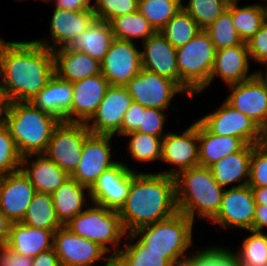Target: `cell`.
I'll return each mask as SVG.
<instances>
[{"label":"cell","instance_id":"1","mask_svg":"<svg viewBox=\"0 0 267 266\" xmlns=\"http://www.w3.org/2000/svg\"><path fill=\"white\" fill-rule=\"evenodd\" d=\"M54 74L52 50L35 40L12 41L1 58L0 91L9 102H30Z\"/></svg>","mask_w":267,"mask_h":266},{"label":"cell","instance_id":"2","mask_svg":"<svg viewBox=\"0 0 267 266\" xmlns=\"http://www.w3.org/2000/svg\"><path fill=\"white\" fill-rule=\"evenodd\" d=\"M178 212L175 177L160 173L132 172V184L118 211L127 234L165 220Z\"/></svg>","mask_w":267,"mask_h":266},{"label":"cell","instance_id":"3","mask_svg":"<svg viewBox=\"0 0 267 266\" xmlns=\"http://www.w3.org/2000/svg\"><path fill=\"white\" fill-rule=\"evenodd\" d=\"M178 211L195 222L210 219L220 210L224 187L214 179L209 167L195 166L175 176Z\"/></svg>","mask_w":267,"mask_h":266},{"label":"cell","instance_id":"4","mask_svg":"<svg viewBox=\"0 0 267 266\" xmlns=\"http://www.w3.org/2000/svg\"><path fill=\"white\" fill-rule=\"evenodd\" d=\"M60 121L30 102L10 101L5 115V125L22 157L44 154Z\"/></svg>","mask_w":267,"mask_h":266},{"label":"cell","instance_id":"5","mask_svg":"<svg viewBox=\"0 0 267 266\" xmlns=\"http://www.w3.org/2000/svg\"><path fill=\"white\" fill-rule=\"evenodd\" d=\"M193 224L190 218L178 211L165 220L140 227L132 234L148 251L162 253L174 266H182L188 256L186 251L193 246Z\"/></svg>","mask_w":267,"mask_h":266},{"label":"cell","instance_id":"6","mask_svg":"<svg viewBox=\"0 0 267 266\" xmlns=\"http://www.w3.org/2000/svg\"><path fill=\"white\" fill-rule=\"evenodd\" d=\"M216 51L209 34L204 29L186 45L176 49L180 87L187 93L189 99L197 93H203L209 86Z\"/></svg>","mask_w":267,"mask_h":266},{"label":"cell","instance_id":"7","mask_svg":"<svg viewBox=\"0 0 267 266\" xmlns=\"http://www.w3.org/2000/svg\"><path fill=\"white\" fill-rule=\"evenodd\" d=\"M76 215L65 227L72 233L98 243L113 258L119 253V244L127 235L118 211L92 203ZM113 251H110L112 248ZM113 252V253H111Z\"/></svg>","mask_w":267,"mask_h":266},{"label":"cell","instance_id":"8","mask_svg":"<svg viewBox=\"0 0 267 266\" xmlns=\"http://www.w3.org/2000/svg\"><path fill=\"white\" fill-rule=\"evenodd\" d=\"M90 133L86 123L60 121L44 154L71 175L78 166L83 143Z\"/></svg>","mask_w":267,"mask_h":266},{"label":"cell","instance_id":"9","mask_svg":"<svg viewBox=\"0 0 267 266\" xmlns=\"http://www.w3.org/2000/svg\"><path fill=\"white\" fill-rule=\"evenodd\" d=\"M125 87L133 102L145 108L167 110L176 94L187 95L176 82L143 68Z\"/></svg>","mask_w":267,"mask_h":266},{"label":"cell","instance_id":"10","mask_svg":"<svg viewBox=\"0 0 267 266\" xmlns=\"http://www.w3.org/2000/svg\"><path fill=\"white\" fill-rule=\"evenodd\" d=\"M53 247L61 266H95L100 259H105V263L114 259L98 243L72 233L65 226L54 232Z\"/></svg>","mask_w":267,"mask_h":266},{"label":"cell","instance_id":"11","mask_svg":"<svg viewBox=\"0 0 267 266\" xmlns=\"http://www.w3.org/2000/svg\"><path fill=\"white\" fill-rule=\"evenodd\" d=\"M211 133L241 138L246 144L262 143L263 130L247 115L226 101L213 113L198 119Z\"/></svg>","mask_w":267,"mask_h":266},{"label":"cell","instance_id":"12","mask_svg":"<svg viewBox=\"0 0 267 266\" xmlns=\"http://www.w3.org/2000/svg\"><path fill=\"white\" fill-rule=\"evenodd\" d=\"M112 135L90 133L84 143L82 155L75 171L70 175L89 189L99 176L118 163L111 156Z\"/></svg>","mask_w":267,"mask_h":266},{"label":"cell","instance_id":"13","mask_svg":"<svg viewBox=\"0 0 267 266\" xmlns=\"http://www.w3.org/2000/svg\"><path fill=\"white\" fill-rule=\"evenodd\" d=\"M142 68L136 44L114 38L101 62V74L111 86H125Z\"/></svg>","mask_w":267,"mask_h":266},{"label":"cell","instance_id":"14","mask_svg":"<svg viewBox=\"0 0 267 266\" xmlns=\"http://www.w3.org/2000/svg\"><path fill=\"white\" fill-rule=\"evenodd\" d=\"M256 202L249 185L224 190L220 210L210 223L225 229L239 228L252 230L256 212Z\"/></svg>","mask_w":267,"mask_h":266},{"label":"cell","instance_id":"15","mask_svg":"<svg viewBox=\"0 0 267 266\" xmlns=\"http://www.w3.org/2000/svg\"><path fill=\"white\" fill-rule=\"evenodd\" d=\"M161 160L176 168L158 173L172 177L199 165L198 121L191 124L182 134L168 132L163 137Z\"/></svg>","mask_w":267,"mask_h":266},{"label":"cell","instance_id":"16","mask_svg":"<svg viewBox=\"0 0 267 266\" xmlns=\"http://www.w3.org/2000/svg\"><path fill=\"white\" fill-rule=\"evenodd\" d=\"M132 103L125 86L110 85L96 113L86 123L88 130L92 134L120 136L124 115Z\"/></svg>","mask_w":267,"mask_h":266},{"label":"cell","instance_id":"17","mask_svg":"<svg viewBox=\"0 0 267 266\" xmlns=\"http://www.w3.org/2000/svg\"><path fill=\"white\" fill-rule=\"evenodd\" d=\"M119 161L103 172L89 189L91 203L119 211L124 205L132 184L133 169Z\"/></svg>","mask_w":267,"mask_h":266},{"label":"cell","instance_id":"18","mask_svg":"<svg viewBox=\"0 0 267 266\" xmlns=\"http://www.w3.org/2000/svg\"><path fill=\"white\" fill-rule=\"evenodd\" d=\"M226 102L252 119L262 130L267 127V88L254 75L248 80L228 85Z\"/></svg>","mask_w":267,"mask_h":266},{"label":"cell","instance_id":"19","mask_svg":"<svg viewBox=\"0 0 267 266\" xmlns=\"http://www.w3.org/2000/svg\"><path fill=\"white\" fill-rule=\"evenodd\" d=\"M36 190L29 178L19 171L0 178V211L11 221L20 222Z\"/></svg>","mask_w":267,"mask_h":266},{"label":"cell","instance_id":"20","mask_svg":"<svg viewBox=\"0 0 267 266\" xmlns=\"http://www.w3.org/2000/svg\"><path fill=\"white\" fill-rule=\"evenodd\" d=\"M51 17V44L49 40L42 38L35 41L52 51L66 47L76 36L87 30L96 19L93 10L70 11L57 7L54 8Z\"/></svg>","mask_w":267,"mask_h":266},{"label":"cell","instance_id":"21","mask_svg":"<svg viewBox=\"0 0 267 266\" xmlns=\"http://www.w3.org/2000/svg\"><path fill=\"white\" fill-rule=\"evenodd\" d=\"M71 86L73 100L66 115V122L87 123L96 113L110 86L108 80L102 74H98L73 82Z\"/></svg>","mask_w":267,"mask_h":266},{"label":"cell","instance_id":"22","mask_svg":"<svg viewBox=\"0 0 267 266\" xmlns=\"http://www.w3.org/2000/svg\"><path fill=\"white\" fill-rule=\"evenodd\" d=\"M142 68L176 82L180 86L176 48L156 32L142 43Z\"/></svg>","mask_w":267,"mask_h":266},{"label":"cell","instance_id":"23","mask_svg":"<svg viewBox=\"0 0 267 266\" xmlns=\"http://www.w3.org/2000/svg\"><path fill=\"white\" fill-rule=\"evenodd\" d=\"M249 58L246 42L217 50L209 85L215 77H220L227 86L253 77L255 72L248 74L250 70Z\"/></svg>","mask_w":267,"mask_h":266},{"label":"cell","instance_id":"24","mask_svg":"<svg viewBox=\"0 0 267 266\" xmlns=\"http://www.w3.org/2000/svg\"><path fill=\"white\" fill-rule=\"evenodd\" d=\"M32 157H36L35 160ZM21 170L29 178L36 192L50 195L70 178L66 171L59 168L45 154L22 157Z\"/></svg>","mask_w":267,"mask_h":266},{"label":"cell","instance_id":"25","mask_svg":"<svg viewBox=\"0 0 267 266\" xmlns=\"http://www.w3.org/2000/svg\"><path fill=\"white\" fill-rule=\"evenodd\" d=\"M53 55L55 75L70 83L101 74V62L83 52L62 47L53 50Z\"/></svg>","mask_w":267,"mask_h":266},{"label":"cell","instance_id":"26","mask_svg":"<svg viewBox=\"0 0 267 266\" xmlns=\"http://www.w3.org/2000/svg\"><path fill=\"white\" fill-rule=\"evenodd\" d=\"M54 231L33 228L21 222H11L5 246L16 253L34 258L39 253L53 248Z\"/></svg>","mask_w":267,"mask_h":266},{"label":"cell","instance_id":"27","mask_svg":"<svg viewBox=\"0 0 267 266\" xmlns=\"http://www.w3.org/2000/svg\"><path fill=\"white\" fill-rule=\"evenodd\" d=\"M73 90L69 81L53 75L47 85L30 101L35 107L66 121L71 109Z\"/></svg>","mask_w":267,"mask_h":266},{"label":"cell","instance_id":"28","mask_svg":"<svg viewBox=\"0 0 267 266\" xmlns=\"http://www.w3.org/2000/svg\"><path fill=\"white\" fill-rule=\"evenodd\" d=\"M199 166L209 167L230 154L241 151L247 144L239 137L211 133L198 120Z\"/></svg>","mask_w":267,"mask_h":266},{"label":"cell","instance_id":"29","mask_svg":"<svg viewBox=\"0 0 267 266\" xmlns=\"http://www.w3.org/2000/svg\"><path fill=\"white\" fill-rule=\"evenodd\" d=\"M86 193L90 199L89 188L70 177L51 194L56 216L62 226H66L76 215L84 211V208L90 206Z\"/></svg>","mask_w":267,"mask_h":266},{"label":"cell","instance_id":"30","mask_svg":"<svg viewBox=\"0 0 267 266\" xmlns=\"http://www.w3.org/2000/svg\"><path fill=\"white\" fill-rule=\"evenodd\" d=\"M252 150L253 145L247 144L241 151L230 154L209 166L215 181L224 188L233 182L238 185L234 184L232 187L248 185Z\"/></svg>","mask_w":267,"mask_h":266},{"label":"cell","instance_id":"31","mask_svg":"<svg viewBox=\"0 0 267 266\" xmlns=\"http://www.w3.org/2000/svg\"><path fill=\"white\" fill-rule=\"evenodd\" d=\"M114 39L109 22L95 19L89 28L76 36L67 49L88 54L91 58L102 62Z\"/></svg>","mask_w":267,"mask_h":266},{"label":"cell","instance_id":"32","mask_svg":"<svg viewBox=\"0 0 267 266\" xmlns=\"http://www.w3.org/2000/svg\"><path fill=\"white\" fill-rule=\"evenodd\" d=\"M125 238L129 243L113 259L118 266H174L162 253L148 251L132 233Z\"/></svg>","mask_w":267,"mask_h":266},{"label":"cell","instance_id":"33","mask_svg":"<svg viewBox=\"0 0 267 266\" xmlns=\"http://www.w3.org/2000/svg\"><path fill=\"white\" fill-rule=\"evenodd\" d=\"M22 224L56 232L62 227L55 213L50 194L36 192L23 219Z\"/></svg>","mask_w":267,"mask_h":266},{"label":"cell","instance_id":"34","mask_svg":"<svg viewBox=\"0 0 267 266\" xmlns=\"http://www.w3.org/2000/svg\"><path fill=\"white\" fill-rule=\"evenodd\" d=\"M240 0H232V19L234 27L243 42H247L265 23L264 4L239 6Z\"/></svg>","mask_w":267,"mask_h":266},{"label":"cell","instance_id":"35","mask_svg":"<svg viewBox=\"0 0 267 266\" xmlns=\"http://www.w3.org/2000/svg\"><path fill=\"white\" fill-rule=\"evenodd\" d=\"M113 36L119 40L133 42L142 38V43L156 33L150 22L139 12H133L113 18L110 22Z\"/></svg>","mask_w":267,"mask_h":266},{"label":"cell","instance_id":"36","mask_svg":"<svg viewBox=\"0 0 267 266\" xmlns=\"http://www.w3.org/2000/svg\"><path fill=\"white\" fill-rule=\"evenodd\" d=\"M201 30L196 21L181 8L160 30V33L174 48L178 49L186 45Z\"/></svg>","mask_w":267,"mask_h":266},{"label":"cell","instance_id":"37","mask_svg":"<svg viewBox=\"0 0 267 266\" xmlns=\"http://www.w3.org/2000/svg\"><path fill=\"white\" fill-rule=\"evenodd\" d=\"M205 31L209 34L216 50L240 45L243 40L236 31L232 19V0L222 14Z\"/></svg>","mask_w":267,"mask_h":266},{"label":"cell","instance_id":"38","mask_svg":"<svg viewBox=\"0 0 267 266\" xmlns=\"http://www.w3.org/2000/svg\"><path fill=\"white\" fill-rule=\"evenodd\" d=\"M182 0H140L138 11L150 22L156 32L181 9Z\"/></svg>","mask_w":267,"mask_h":266},{"label":"cell","instance_id":"39","mask_svg":"<svg viewBox=\"0 0 267 266\" xmlns=\"http://www.w3.org/2000/svg\"><path fill=\"white\" fill-rule=\"evenodd\" d=\"M129 137L128 152L138 162L161 160L163 137H156L142 132H132Z\"/></svg>","mask_w":267,"mask_h":266},{"label":"cell","instance_id":"40","mask_svg":"<svg viewBox=\"0 0 267 266\" xmlns=\"http://www.w3.org/2000/svg\"><path fill=\"white\" fill-rule=\"evenodd\" d=\"M236 252L240 266H267V234L250 230Z\"/></svg>","mask_w":267,"mask_h":266},{"label":"cell","instance_id":"41","mask_svg":"<svg viewBox=\"0 0 267 266\" xmlns=\"http://www.w3.org/2000/svg\"><path fill=\"white\" fill-rule=\"evenodd\" d=\"M207 247L188 255L182 266H240L238 256L226 247Z\"/></svg>","mask_w":267,"mask_h":266},{"label":"cell","instance_id":"42","mask_svg":"<svg viewBox=\"0 0 267 266\" xmlns=\"http://www.w3.org/2000/svg\"><path fill=\"white\" fill-rule=\"evenodd\" d=\"M230 0H188L183 9L196 21L201 29L211 25L228 7Z\"/></svg>","mask_w":267,"mask_h":266},{"label":"cell","instance_id":"43","mask_svg":"<svg viewBox=\"0 0 267 266\" xmlns=\"http://www.w3.org/2000/svg\"><path fill=\"white\" fill-rule=\"evenodd\" d=\"M22 156L7 126L0 127V175H7L21 169Z\"/></svg>","mask_w":267,"mask_h":266},{"label":"cell","instance_id":"44","mask_svg":"<svg viewBox=\"0 0 267 266\" xmlns=\"http://www.w3.org/2000/svg\"><path fill=\"white\" fill-rule=\"evenodd\" d=\"M92 4L95 18L106 22L117 16L138 11L137 0H96Z\"/></svg>","mask_w":267,"mask_h":266},{"label":"cell","instance_id":"45","mask_svg":"<svg viewBox=\"0 0 267 266\" xmlns=\"http://www.w3.org/2000/svg\"><path fill=\"white\" fill-rule=\"evenodd\" d=\"M248 185L251 188L267 187V148L262 143L253 145Z\"/></svg>","mask_w":267,"mask_h":266},{"label":"cell","instance_id":"46","mask_svg":"<svg viewBox=\"0 0 267 266\" xmlns=\"http://www.w3.org/2000/svg\"><path fill=\"white\" fill-rule=\"evenodd\" d=\"M165 121V110L144 107V111H141L140 126L136 132L164 137L167 134V132H163Z\"/></svg>","mask_w":267,"mask_h":266},{"label":"cell","instance_id":"47","mask_svg":"<svg viewBox=\"0 0 267 266\" xmlns=\"http://www.w3.org/2000/svg\"><path fill=\"white\" fill-rule=\"evenodd\" d=\"M247 50L250 58L258 63L267 61V24L264 23L258 32L247 42Z\"/></svg>","mask_w":267,"mask_h":266},{"label":"cell","instance_id":"48","mask_svg":"<svg viewBox=\"0 0 267 266\" xmlns=\"http://www.w3.org/2000/svg\"><path fill=\"white\" fill-rule=\"evenodd\" d=\"M141 111L144 107L138 103L133 102L124 115L122 122L121 135H127L136 132L140 126Z\"/></svg>","mask_w":267,"mask_h":266},{"label":"cell","instance_id":"49","mask_svg":"<svg viewBox=\"0 0 267 266\" xmlns=\"http://www.w3.org/2000/svg\"><path fill=\"white\" fill-rule=\"evenodd\" d=\"M33 258L16 253L7 246L0 247V266H32Z\"/></svg>","mask_w":267,"mask_h":266},{"label":"cell","instance_id":"50","mask_svg":"<svg viewBox=\"0 0 267 266\" xmlns=\"http://www.w3.org/2000/svg\"><path fill=\"white\" fill-rule=\"evenodd\" d=\"M55 2V7L70 10V11H82V10H92L93 4L92 0H53ZM52 0H45L44 2L50 3Z\"/></svg>","mask_w":267,"mask_h":266},{"label":"cell","instance_id":"51","mask_svg":"<svg viewBox=\"0 0 267 266\" xmlns=\"http://www.w3.org/2000/svg\"><path fill=\"white\" fill-rule=\"evenodd\" d=\"M32 266H61L54 247L36 255Z\"/></svg>","mask_w":267,"mask_h":266},{"label":"cell","instance_id":"52","mask_svg":"<svg viewBox=\"0 0 267 266\" xmlns=\"http://www.w3.org/2000/svg\"><path fill=\"white\" fill-rule=\"evenodd\" d=\"M264 228H267V206L256 205L252 231L262 232Z\"/></svg>","mask_w":267,"mask_h":266},{"label":"cell","instance_id":"53","mask_svg":"<svg viewBox=\"0 0 267 266\" xmlns=\"http://www.w3.org/2000/svg\"><path fill=\"white\" fill-rule=\"evenodd\" d=\"M11 221L0 211V247L6 245Z\"/></svg>","mask_w":267,"mask_h":266},{"label":"cell","instance_id":"54","mask_svg":"<svg viewBox=\"0 0 267 266\" xmlns=\"http://www.w3.org/2000/svg\"><path fill=\"white\" fill-rule=\"evenodd\" d=\"M257 205L267 206V187L251 188Z\"/></svg>","mask_w":267,"mask_h":266},{"label":"cell","instance_id":"55","mask_svg":"<svg viewBox=\"0 0 267 266\" xmlns=\"http://www.w3.org/2000/svg\"><path fill=\"white\" fill-rule=\"evenodd\" d=\"M9 101L5 95L0 91V127L5 124V115L8 109Z\"/></svg>","mask_w":267,"mask_h":266},{"label":"cell","instance_id":"56","mask_svg":"<svg viewBox=\"0 0 267 266\" xmlns=\"http://www.w3.org/2000/svg\"><path fill=\"white\" fill-rule=\"evenodd\" d=\"M262 66L265 65L266 67V73L264 74L261 70H257L255 71V75L262 81V83L266 86L267 88V61L266 62H263L261 63Z\"/></svg>","mask_w":267,"mask_h":266},{"label":"cell","instance_id":"57","mask_svg":"<svg viewBox=\"0 0 267 266\" xmlns=\"http://www.w3.org/2000/svg\"><path fill=\"white\" fill-rule=\"evenodd\" d=\"M10 43H11L10 41H5L0 38V63H1V58L3 56V53Z\"/></svg>","mask_w":267,"mask_h":266},{"label":"cell","instance_id":"58","mask_svg":"<svg viewBox=\"0 0 267 266\" xmlns=\"http://www.w3.org/2000/svg\"><path fill=\"white\" fill-rule=\"evenodd\" d=\"M262 144L267 148V127L262 132Z\"/></svg>","mask_w":267,"mask_h":266},{"label":"cell","instance_id":"59","mask_svg":"<svg viewBox=\"0 0 267 266\" xmlns=\"http://www.w3.org/2000/svg\"><path fill=\"white\" fill-rule=\"evenodd\" d=\"M104 266H118L116 262L113 260L111 263H105Z\"/></svg>","mask_w":267,"mask_h":266},{"label":"cell","instance_id":"60","mask_svg":"<svg viewBox=\"0 0 267 266\" xmlns=\"http://www.w3.org/2000/svg\"><path fill=\"white\" fill-rule=\"evenodd\" d=\"M265 3H266V4H264V7H265V23L267 24V1Z\"/></svg>","mask_w":267,"mask_h":266}]
</instances>
